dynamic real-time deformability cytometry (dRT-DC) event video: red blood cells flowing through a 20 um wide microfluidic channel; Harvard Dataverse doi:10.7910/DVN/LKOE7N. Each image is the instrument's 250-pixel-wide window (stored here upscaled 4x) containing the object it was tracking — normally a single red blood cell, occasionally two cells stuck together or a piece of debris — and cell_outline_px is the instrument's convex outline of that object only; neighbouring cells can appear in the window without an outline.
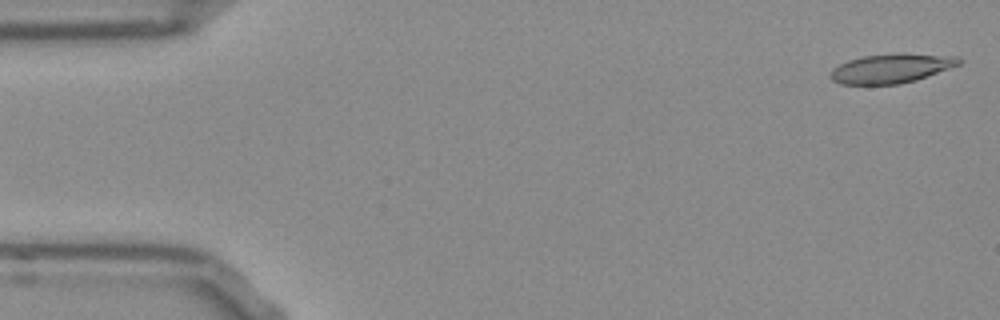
{"species": "Egyptian fruit bat (a non-hibernating species)", "species_latin": "Rousettus aegyptiacus", "temperature_condition": "room temperature", "stored_images_in_passage": 7, "camera_frame_rate_fps": 3000, "um_per_image_px": 0.085, "frame": {"image": 1, "passage_image": 1, "time_ms": 0.0, "image_size_px": [1000, 320], "cell_outline_px": [[964, 60], [960, 64], [916, 80], [900, 84], [840, 84], [832, 80], [828, 76], [832, 68], [848, 60], [864, 56], [892, 52], [904, 52], [960, 56]], "centroid_in_image_um": [75.78, 5.78], "position_along_channel_um": 9.2, "area_um2": 22.43}}